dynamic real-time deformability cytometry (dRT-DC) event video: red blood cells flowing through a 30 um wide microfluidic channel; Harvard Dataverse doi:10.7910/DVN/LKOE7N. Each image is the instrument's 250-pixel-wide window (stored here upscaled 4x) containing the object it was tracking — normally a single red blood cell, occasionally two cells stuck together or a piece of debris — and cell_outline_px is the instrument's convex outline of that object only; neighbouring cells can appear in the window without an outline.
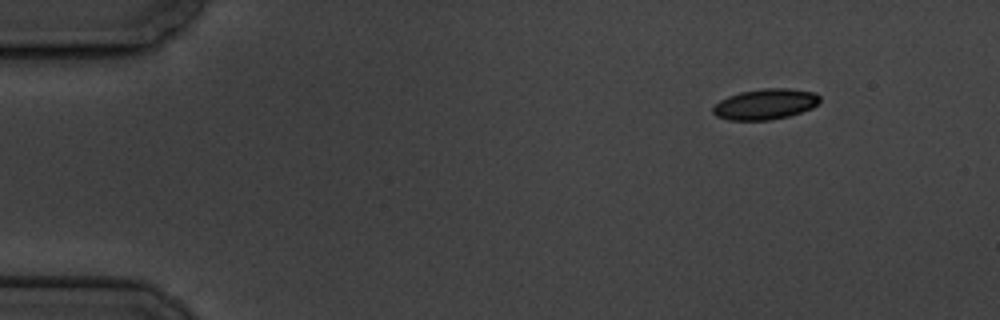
{"species": "common noctule bat (a hibernating species)", "species_latin": "Nyctalus noctula", "temperature_condition": "cold", "stored_images_in_passage": 5, "camera_frame_rate_fps": 3000, "um_per_image_px": 0.085, "animal": {"sex": "male", "body_mass_g": 19.5, "forearm_length_mm": 54.6}, "frame": {"image": 1, "passage_image": 1, "time_ms": 0.0, "image_size_px": [1000, 320], "cell_outline_px": [[820, 104], [812, 108], [788, 116], [768, 120], [728, 120], [716, 116], [712, 112], [712, 108], [720, 100], [728, 96], [740, 92], [764, 88], [788, 88], [816, 92], [820, 96]], "centroid_in_image_um": [65.07, 8.84], "position_along_channel_um": 19.9, "area_um2": 19.19}}
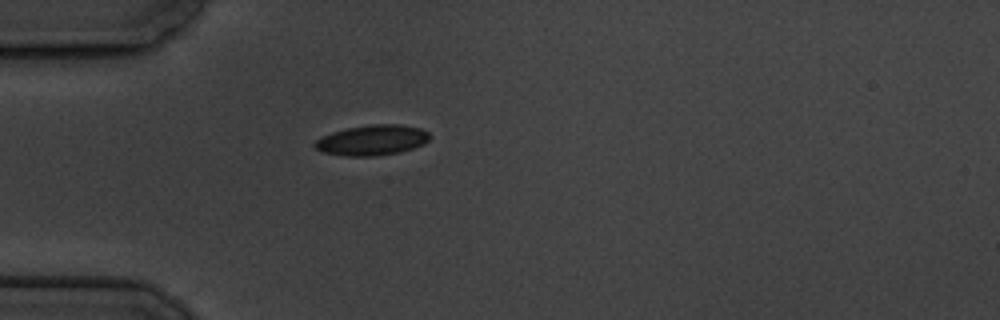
{"frame": {"image": 2, "passage_image": 4, "time_ms": 3.333, "image_size_px": [1000, 320], "cell_outline_px": [[428, 140], [424, 144], [400, 152], [376, 156], [344, 156], [324, 152], [316, 148], [312, 144], [316, 140], [332, 132], [348, 128], [372, 124], [400, 124], [420, 128], [428, 132]], "centroid_in_image_um": [31.63, 11.91], "position_along_channel_um": 53.4, "area_um2": 20.17}}